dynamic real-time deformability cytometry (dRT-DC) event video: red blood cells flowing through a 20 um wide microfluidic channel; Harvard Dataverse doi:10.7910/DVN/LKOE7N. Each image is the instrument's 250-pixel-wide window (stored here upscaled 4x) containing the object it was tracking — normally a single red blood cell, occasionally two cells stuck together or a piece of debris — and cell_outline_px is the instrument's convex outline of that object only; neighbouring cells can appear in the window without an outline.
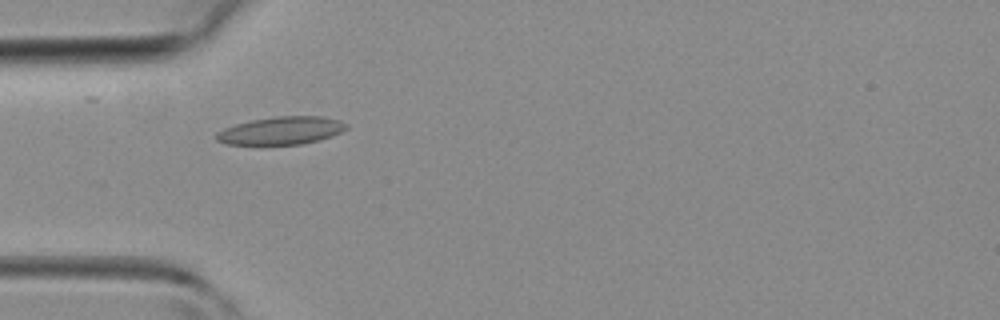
{"species": "common noctule bat (a hibernating species)", "species_latin": "Nyctalus noctula", "temperature_condition": "room temperature", "stored_images_in_passage": 37, "camera_frame_rate_fps": 3000, "um_per_image_px": 0.085, "animal": {"sex": "female", "body_mass_g": 19.3, "forearm_length_mm": 54.1}, "frame": {"image": 1, "passage_image": 8, "time_ms": 2.333, "image_size_px": [1000, 320], "cell_outline_px": [[348, 128], [332, 136], [320, 140], [300, 144], [228, 144], [216, 140], [216, 132], [224, 128], [236, 124], [252, 120], [276, 116], [320, 116], [340, 120], [348, 124]], "centroid_in_image_um": [23.93, 11.09], "position_along_channel_um": 61.1, "area_um2": 20.98}}
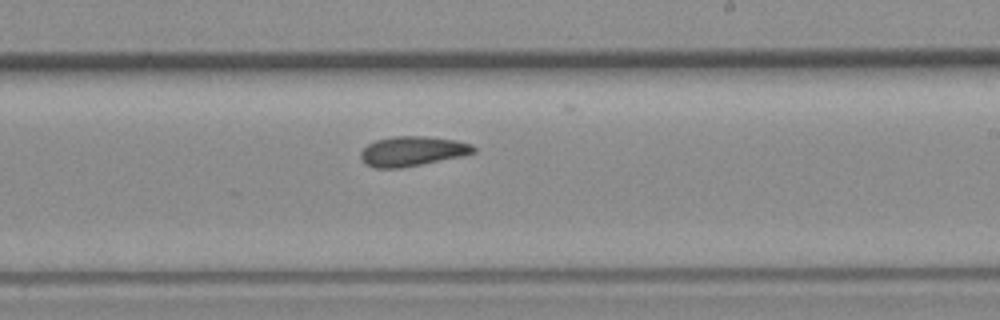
{"frame": {"image": 2, "passage_image": 20, "time_ms": 6.333, "image_size_px": [1000, 320], "cell_outline_px": [[476, 152], [460, 156], [400, 168], [376, 168], [364, 164], [360, 156], [360, 152], [368, 144], [376, 140], [396, 136], [424, 136], [456, 140], [472, 144], [476, 148]], "centroid_in_image_um": [35.03, 12.85], "position_along_channel_um": 254.0, "area_um2": 19.42}}
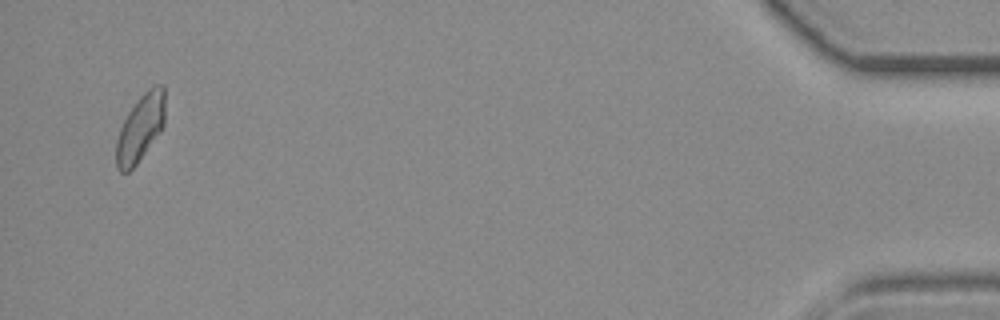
{"frame": {"image": 3, "passage_image": 36, "time_ms": 11.667, "image_size_px": [1000, 320], "cell_outline_px": [[164, 124], [160, 132], [136, 164], [128, 172], [120, 172], [116, 168], [116, 140], [120, 128], [132, 96], [156, 84], [164, 84]], "centroid_in_image_um": [11.9, 10.76], "position_along_channel_um": 423.3, "area_um2": 19.88}}